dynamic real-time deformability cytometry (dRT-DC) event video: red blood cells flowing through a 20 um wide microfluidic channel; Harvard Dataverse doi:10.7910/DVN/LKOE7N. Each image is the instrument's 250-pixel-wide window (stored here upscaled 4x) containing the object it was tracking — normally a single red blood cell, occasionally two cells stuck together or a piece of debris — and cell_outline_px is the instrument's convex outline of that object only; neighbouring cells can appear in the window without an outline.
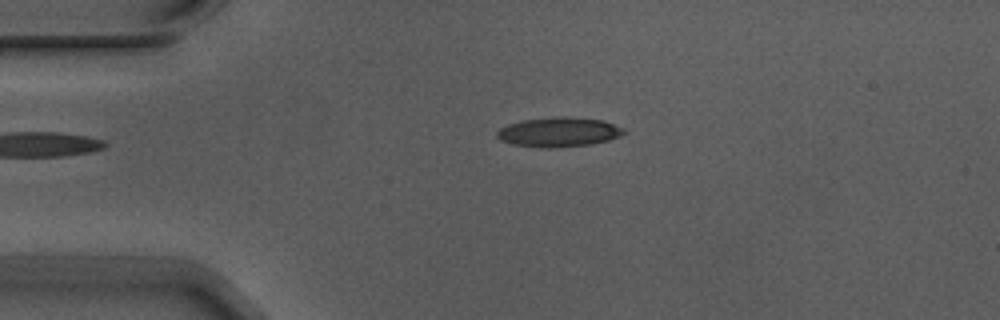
{"species": "Egyptian fruit bat (a non-hibernating species)", "species_latin": "Rousettus aegyptiacus", "temperature_condition": "warm", "stored_images_in_passage": 3, "camera_frame_rate_fps": 3000, "um_per_image_px": 0.085, "animal": {"sex": "male"}, "frame": {"image": 1, "passage_image": 2, "time_ms": 0.333, "image_size_px": [1000, 320], "cell_outline_px": [[628, 132], [620, 136], [608, 140], [588, 144], [552, 148], [540, 148], [512, 144], [500, 140], [496, 136], [496, 132], [500, 128], [508, 124], [524, 120], [556, 116], [568, 116], [604, 120], [624, 128]], "centroid_in_image_um": [47.5, 11.22], "position_along_channel_um": 37.5, "area_um2": 22.02}}